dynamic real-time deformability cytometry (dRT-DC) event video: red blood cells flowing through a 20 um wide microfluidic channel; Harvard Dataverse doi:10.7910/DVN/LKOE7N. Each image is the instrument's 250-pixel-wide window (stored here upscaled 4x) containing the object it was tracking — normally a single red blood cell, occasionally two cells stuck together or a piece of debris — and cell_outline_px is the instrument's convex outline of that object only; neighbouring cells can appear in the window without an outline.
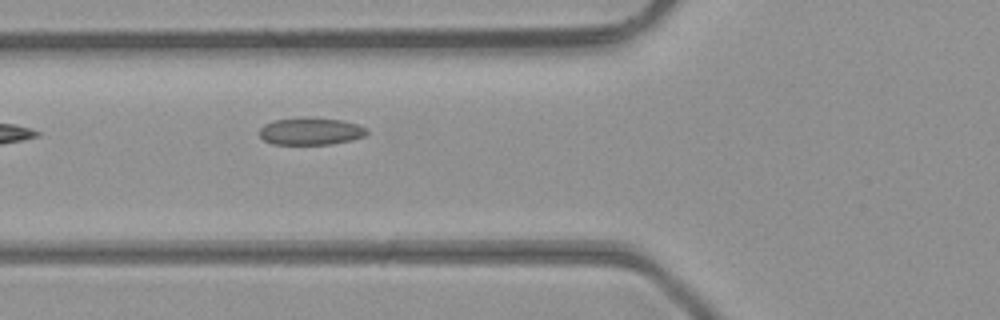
{"species": "common noctule bat (a hibernating species)", "species_latin": "Nyctalus noctula", "temperature_condition": "room temperature", "stored_images_in_passage": 5, "camera_frame_rate_fps": 3000, "um_per_image_px": 0.085, "animal": {"sex": "male", "body_mass_g": 23.1, "forearm_length_mm": 52.7}, "frame": {"image": 1, "passage_image": 5, "time_ms": 1.333, "image_size_px": [1000, 320], "cell_outline_px": [[368, 132], [364, 136], [352, 140], [332, 144], [272, 144], [264, 140], [260, 136], [260, 128], [264, 124], [272, 120], [304, 116], [340, 120], [356, 124], [368, 128]], "centroid_in_image_um": [26.39, 11.14], "position_along_channel_um": 99.4, "area_um2": 17.28}}